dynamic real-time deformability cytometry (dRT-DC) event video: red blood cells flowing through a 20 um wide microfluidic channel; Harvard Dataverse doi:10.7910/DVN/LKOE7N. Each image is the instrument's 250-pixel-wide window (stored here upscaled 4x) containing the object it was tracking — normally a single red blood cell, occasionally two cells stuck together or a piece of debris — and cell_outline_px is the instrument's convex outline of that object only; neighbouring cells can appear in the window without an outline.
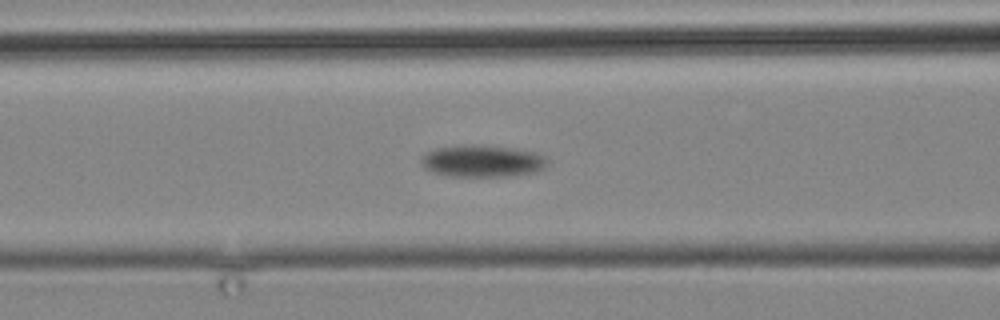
{"species": "common noctule bat (a hibernating species)", "species_latin": "Nyctalus noctula", "temperature_condition": "cold", "stored_images_in_passage": 16, "segment_of_instrument_passage": [1, 2], "camera_frame_rate_fps": 3000, "um_per_image_px": 0.085, "animal": {"sex": "male", "body_mass_g": 19.2, "forearm_length_mm": 51.8}, "frame": {"image": 1, "passage_image": 12, "time_ms": 14.0, "image_size_px": [1000, 320], "cell_outline_px": [[548, 164], [544, 168], [536, 172], [508, 176], [448, 176], [432, 172], [424, 168], [420, 164], [420, 160], [424, 152], [436, 148], [460, 144], [484, 144], [516, 148], [536, 152], [544, 156], [548, 160]], "centroid_in_image_um": [40.97, 13.67], "position_along_channel_um": 125.6, "area_um2": 24.16}}
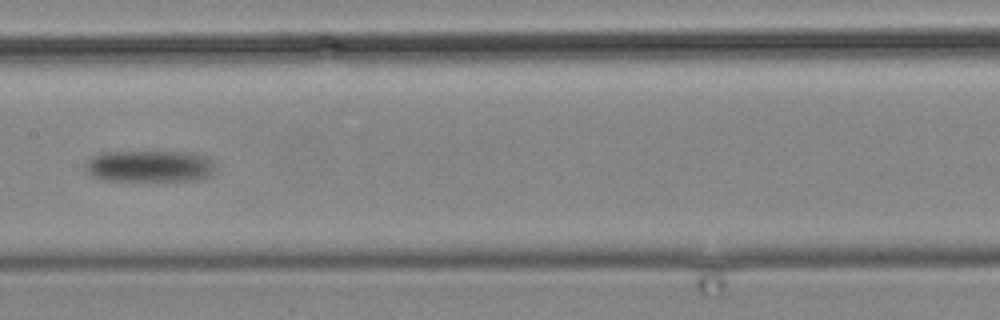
{"frame": {"image": 2, "passage_image": 14, "time_ms": 16.667, "image_size_px": [1000, 320], "cell_outline_px": [[212, 172], [196, 180], [104, 180], [92, 176], [84, 168], [84, 164], [92, 156], [100, 152], [188, 152], [204, 156], [212, 164]], "centroid_in_image_um": [12.6, 14.12], "position_along_channel_um": 194.8, "area_um2": 23.52}}